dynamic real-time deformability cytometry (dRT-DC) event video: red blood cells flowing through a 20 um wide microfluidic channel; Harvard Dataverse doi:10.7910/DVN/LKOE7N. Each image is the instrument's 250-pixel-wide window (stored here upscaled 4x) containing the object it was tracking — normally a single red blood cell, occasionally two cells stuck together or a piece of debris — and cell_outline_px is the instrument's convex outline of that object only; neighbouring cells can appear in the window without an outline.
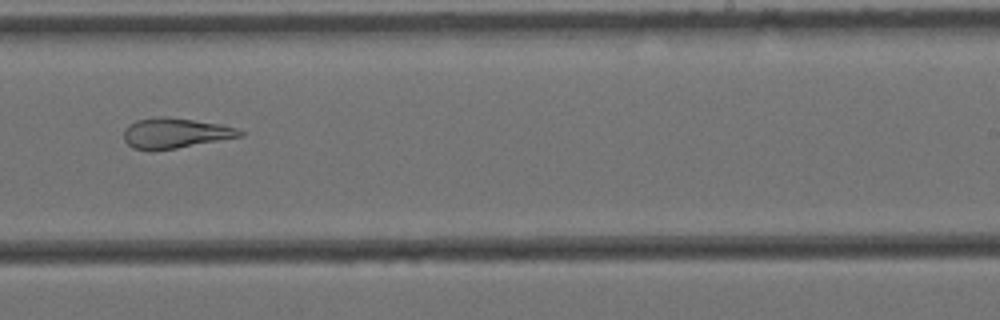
{"species": "Egyptian fruit bat (a non-hibernating species)", "species_latin": "Rousettus aegyptiacus", "temperature_condition": "cold", "stored_images_in_passage": 16, "camera_frame_rate_fps": 3000, "um_per_image_px": 0.085, "animal": {"sex": "female"}, "frame": {"image": 1, "passage_image": 10, "time_ms": 3.0, "image_size_px": [1000, 320], "cell_outline_px": [[244, 136], [176, 148], [152, 152], [148, 152], [132, 148], [124, 140], [124, 128], [128, 124], [136, 120], [156, 116], [168, 116], [220, 124], [236, 128], [244, 132]], "centroid_in_image_um": [14.84, 11.32], "position_along_channel_um": 274.2, "area_um2": 20.87}}
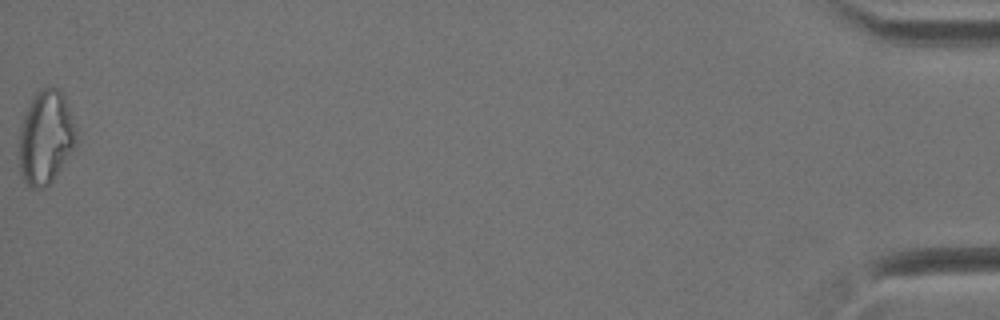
{"frame": {"image": 2, "passage_image": 16, "time_ms": 5.0, "image_size_px": [1000, 320], "cell_outline_px": [[76, 132], [72, 148], [52, 180], [44, 188], [32, 188], [20, 176], [20, 128], [24, 116], [32, 96], [40, 88], [60, 88], [64, 96], [76, 128]], "centroid_in_image_um": [3.86, 11.64], "position_along_channel_um": 431.3, "area_um2": 30.4}}